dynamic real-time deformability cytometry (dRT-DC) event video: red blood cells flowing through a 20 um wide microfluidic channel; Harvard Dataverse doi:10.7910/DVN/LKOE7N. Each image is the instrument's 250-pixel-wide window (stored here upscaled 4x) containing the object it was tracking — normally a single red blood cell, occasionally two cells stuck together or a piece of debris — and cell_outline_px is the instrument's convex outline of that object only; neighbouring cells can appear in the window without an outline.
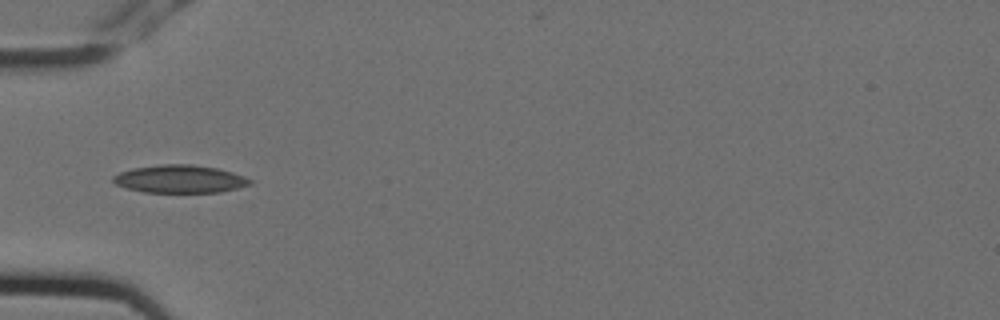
{"species": "Egyptian fruit bat (a non-hibernating species)", "species_latin": "Rousettus aegyptiacus", "temperature_condition": "cold", "stored_images_in_passage": 8, "camera_frame_rate_fps": 3000, "um_per_image_px": 0.085, "animal": {"sex": "female"}, "frame": {"image": 1, "passage_image": 4, "time_ms": 1.0, "image_size_px": [1000, 320], "cell_outline_px": [[252, 184], [220, 192], [144, 192], [128, 188], [116, 184], [112, 180], [112, 176], [120, 172], [132, 168], [160, 164], [192, 164], [216, 168], [232, 172], [244, 176], [252, 180]], "centroid_in_image_um": [15.28, 15.21], "position_along_channel_um": 69.7, "area_um2": 22.14}}
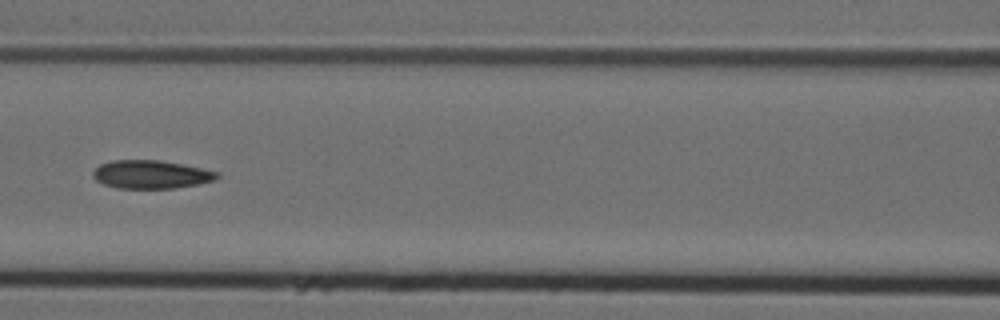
{"frame": {"image": 2, "passage_image": 6, "time_ms": 1.667, "image_size_px": [1000, 320], "cell_outline_px": [[220, 176], [212, 180], [196, 184], [176, 188], [116, 188], [104, 184], [96, 180], [92, 176], [92, 172], [100, 164], [112, 160], [160, 160], [220, 172]], "centroid_in_image_um": [12.8, 14.82], "position_along_channel_um": 153.8, "area_um2": 20.29}}
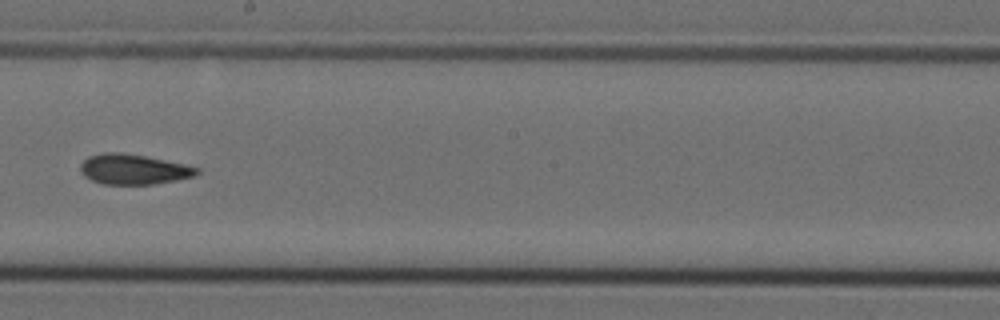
{"frame": {"image": 3, "passage_image": 8, "time_ms": 2.333, "image_size_px": [1000, 320], "cell_outline_px": [[200, 172], [192, 176], [176, 180], [152, 184], [104, 184], [92, 180], [84, 176], [80, 172], [80, 164], [88, 156], [104, 152], [120, 152], [144, 156], [184, 164], [200, 168]], "centroid_in_image_um": [11.31, 14.38], "position_along_channel_um": 236.9, "area_um2": 20.35}}